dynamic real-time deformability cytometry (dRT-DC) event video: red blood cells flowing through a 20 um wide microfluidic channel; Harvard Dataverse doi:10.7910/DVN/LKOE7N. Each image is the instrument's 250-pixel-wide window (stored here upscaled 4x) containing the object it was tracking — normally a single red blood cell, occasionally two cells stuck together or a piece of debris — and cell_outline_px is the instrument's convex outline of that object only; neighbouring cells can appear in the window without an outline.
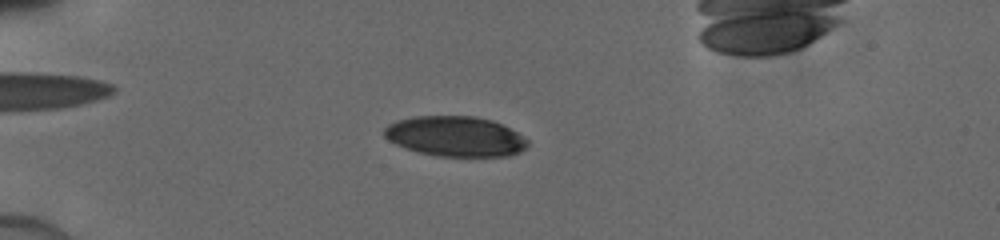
{"species": "human", "species_latin": "Homo sapiens", "temperature_condition": "cold", "stored_images_in_passage": 50, "camera_frame_rate_fps": 3000, "um_per_image_px": 0.085, "donor": {"sex": "male"}, "frame": {"image": 1, "passage_image": 14, "time_ms": 4.333, "image_size_px": [1000, 240], "cell_outline_px": [[528, 144], [520, 152], [508, 156], [436, 156], [404, 148], [388, 140], [384, 136], [384, 128], [388, 124], [396, 120], [412, 116], [476, 116], [492, 120], [516, 132], [528, 140]], "centroid_in_image_um": [38.67, 11.58], "position_along_channel_um": 46.3, "area_um2": 33.58}}
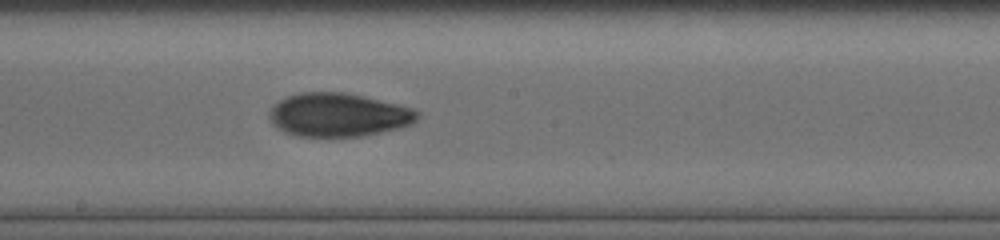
{"frame": {"image": 2, "passage_image": 29, "time_ms": 9.333, "image_size_px": [1000, 240], "cell_outline_px": [[420, 116], [412, 124], [380, 132], [360, 136], [296, 136], [284, 132], [276, 128], [272, 124], [268, 116], [268, 112], [280, 100], [288, 96], [300, 92], [344, 92], [400, 104], [416, 108], [420, 112]], "centroid_in_image_um": [28.77, 9.76], "position_along_channel_um": 219.4, "area_um2": 37.69}}
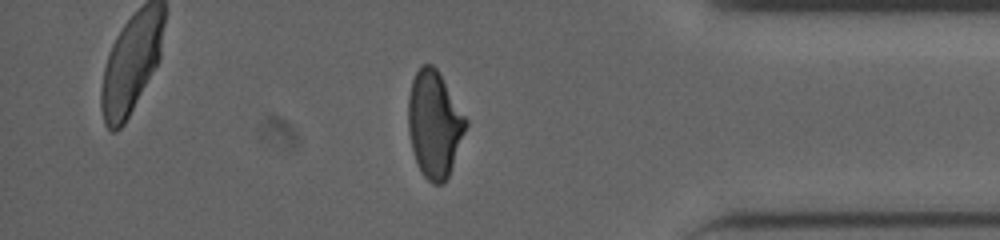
{"frame": {"image": 3, "passage_image": 43, "time_ms": 14.0, "image_size_px": [1000, 240], "cell_outline_px": [[468, 124], [448, 176], [444, 184], [432, 184], [424, 176], [416, 160], [412, 148], [408, 132], [408, 96], [412, 80], [420, 64], [432, 64], [436, 68], [468, 120]], "centroid_in_image_um": [36.91, 10.54], "position_along_channel_um": 398.3, "area_um2": 35.55}}